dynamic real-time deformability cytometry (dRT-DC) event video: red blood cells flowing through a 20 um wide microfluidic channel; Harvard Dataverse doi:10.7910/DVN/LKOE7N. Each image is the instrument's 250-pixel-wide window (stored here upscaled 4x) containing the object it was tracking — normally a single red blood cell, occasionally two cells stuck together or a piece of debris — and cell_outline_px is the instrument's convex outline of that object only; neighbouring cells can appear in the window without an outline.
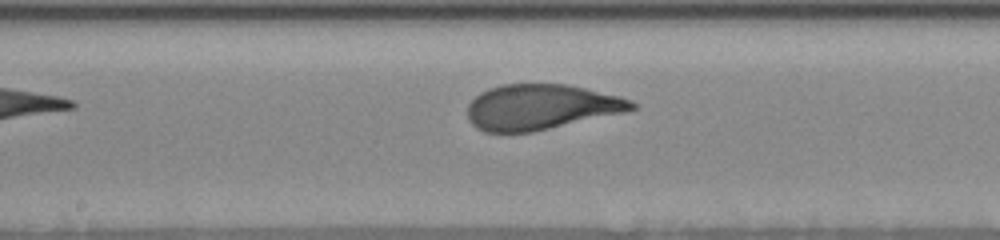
{"species": "human", "species_latin": "Homo sapiens", "temperature_condition": "room temperature", "stored_images_in_passage": 6, "camera_frame_rate_fps": 3000, "um_per_image_px": 0.085, "donor": {"sex": "female"}, "frame": {"image": 1, "passage_image": 6, "time_ms": 6.0, "image_size_px": [1000, 240], "cell_outline_px": [[636, 108], [624, 112], [532, 132], [484, 132], [476, 128], [468, 120], [468, 104], [480, 92], [488, 88], [500, 84], [568, 84], [620, 96], [636, 104]], "centroid_in_image_um": [45.93, 9.09], "position_along_channel_um": 202.3, "area_um2": 43.29}}